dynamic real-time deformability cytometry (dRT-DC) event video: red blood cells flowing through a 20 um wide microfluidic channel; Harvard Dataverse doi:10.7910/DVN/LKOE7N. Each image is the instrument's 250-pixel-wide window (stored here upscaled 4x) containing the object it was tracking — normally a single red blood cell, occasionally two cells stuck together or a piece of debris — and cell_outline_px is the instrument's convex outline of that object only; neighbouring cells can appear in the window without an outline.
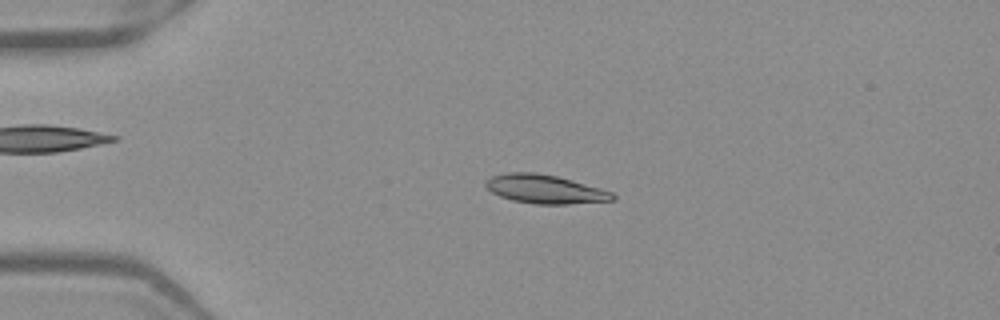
{"species": "Egyptian fruit bat (a non-hibernating species)", "species_latin": "Rousettus aegyptiacus", "temperature_condition": "warm", "stored_images_in_passage": 52, "camera_frame_rate_fps": 3000, "um_per_image_px": 0.085, "frame": {"image": 1, "passage_image": 12, "time_ms": 3.667, "image_size_px": [1000, 320], "cell_outline_px": [[616, 200], [568, 204], [536, 204], [512, 200], [500, 196], [492, 192], [484, 184], [484, 180], [492, 176], [508, 172], [536, 172], [556, 176], [572, 180], [600, 188], [612, 192], [616, 196]], "centroid_in_image_um": [46.32, 16.07], "position_along_channel_um": 38.7, "area_um2": 21.27}}
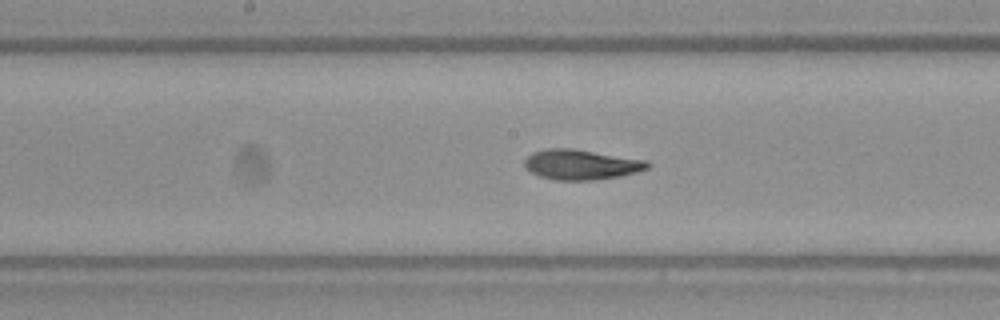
{"frame": {"image": 2, "passage_image": 27, "time_ms": 8.667, "image_size_px": [1000, 320], "cell_outline_px": [[652, 164], [648, 168], [636, 172], [620, 176], [592, 180], [556, 180], [540, 176], [524, 168], [524, 160], [532, 152], [548, 148], [572, 148], [648, 160]], "centroid_in_image_um": [49.41, 13.98], "position_along_channel_um": 198.8, "area_um2": 21.68}}
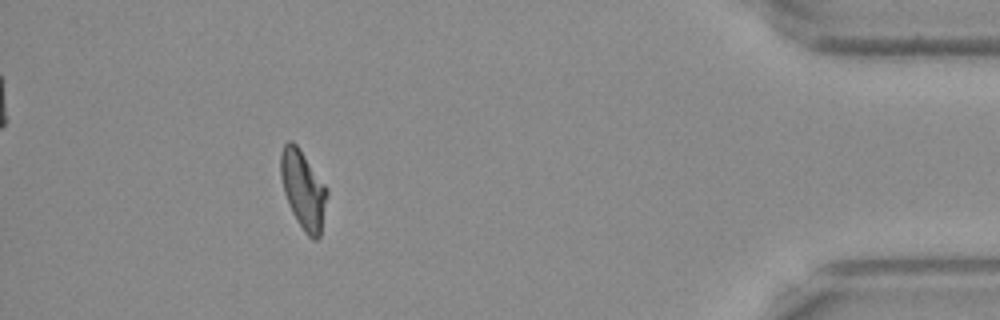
{"frame": {"image": 3, "passage_image": 47, "time_ms": 15.333, "image_size_px": [1000, 320], "cell_outline_px": [[328, 196], [320, 236], [316, 240], [312, 240], [304, 232], [292, 212], [288, 204], [284, 192], [280, 176], [280, 152], [284, 144], [288, 140], [292, 140], [300, 148], [328, 188]], "centroid_in_image_um": [25.77, 16.1], "position_along_channel_um": 409.4, "area_um2": 21.5}, "authors_computed_cell_mechanics": {"area_um2": 21.097, "velocity_mm_per_s": 3.9346, "shape_relaxation_time_tau1_ms": 3.7621, "shape_relaxation_time_tau2_ms": 1.8429, "deformation_change_tau1": 0.1764, "deformation_change_tau2": 0.089}}